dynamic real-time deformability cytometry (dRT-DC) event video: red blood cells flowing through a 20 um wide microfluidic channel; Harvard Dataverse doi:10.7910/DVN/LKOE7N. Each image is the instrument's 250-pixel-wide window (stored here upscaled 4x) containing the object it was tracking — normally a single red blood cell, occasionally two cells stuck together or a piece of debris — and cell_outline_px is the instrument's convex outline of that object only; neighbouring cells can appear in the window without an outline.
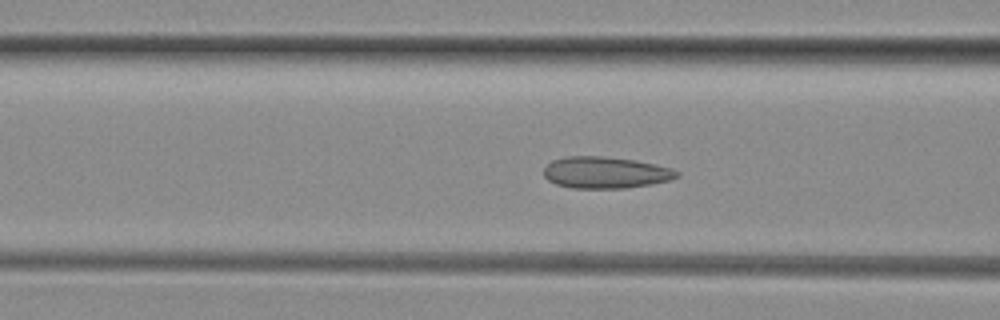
{"species": "common noctule bat (a hibernating species)", "species_latin": "Nyctalus noctula", "temperature_condition": "room temperature", "stored_images_in_passage": 50, "camera_frame_rate_fps": 3000, "um_per_image_px": 0.085, "animal": {"sex": "female", "body_mass_g": 29.2, "forearm_length_mm": 56.3}, "frame": {"image": 1, "passage_image": 18, "time_ms": 5.667, "image_size_px": [1000, 320], "cell_outline_px": [[680, 176], [668, 180], [652, 184], [624, 188], [572, 188], [556, 184], [548, 180], [544, 176], [544, 168], [552, 160], [568, 156], [604, 156], [636, 160], [656, 164], [672, 168], [680, 172]], "centroid_in_image_um": [51.48, 14.66], "position_along_channel_um": 115.1, "area_um2": 24.62}}
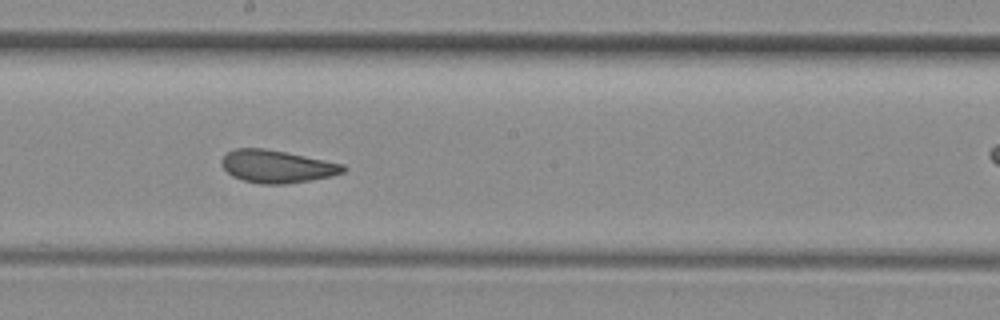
{"frame": {"image": 2, "passage_image": 26, "time_ms": 8.333, "image_size_px": [1000, 320], "cell_outline_px": [[348, 168], [344, 172], [332, 176], [284, 184], [260, 184], [244, 180], [232, 176], [220, 164], [220, 160], [228, 152], [236, 148], [264, 148], [344, 164]], "centroid_in_image_um": [23.53, 14.15], "position_along_channel_um": 224.7, "area_um2": 22.95}}
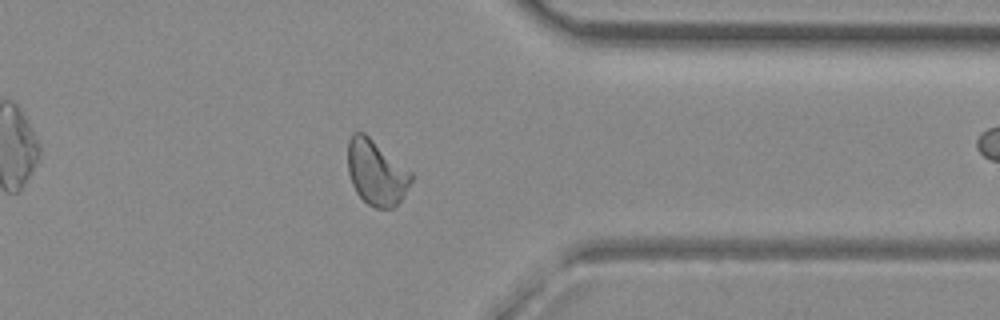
{"frame": {"image": 3, "passage_image": 38, "time_ms": 12.333, "image_size_px": [1000, 320], "cell_outline_px": [[412, 180], [404, 196], [392, 208], [376, 208], [368, 204], [356, 192], [352, 184], [348, 172], [348, 140], [352, 132], [364, 132], [412, 172]], "centroid_in_image_um": [31.97, 14.65], "position_along_channel_um": 379.4, "area_um2": 23.99}, "authors_computed_cell_mechanics": {"area_um2": 24.1026, "velocity_mm_per_s": 4.1176, "shape_relaxation_time_tau1_ms": null, "shape_relaxation_time_tau2_ms": 1.6169, "deformation_change_tau1": null, "deformation_change_tau2": 0.0867}}